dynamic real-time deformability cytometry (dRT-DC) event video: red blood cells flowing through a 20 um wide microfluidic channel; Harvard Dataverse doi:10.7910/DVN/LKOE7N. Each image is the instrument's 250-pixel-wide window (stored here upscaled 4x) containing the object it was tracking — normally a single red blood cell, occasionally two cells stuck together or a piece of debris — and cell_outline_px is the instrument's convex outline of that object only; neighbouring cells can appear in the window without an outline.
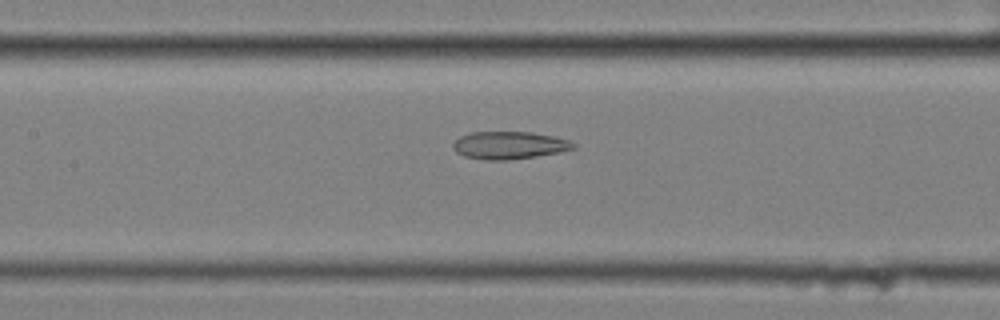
{"species": "common noctule bat (a hibernating species)", "species_latin": "Nyctalus noctula", "temperature_condition": "cold", "stored_images_in_passage": 58, "camera_frame_rate_fps": 3000, "um_per_image_px": 0.085, "animal": {"sex": "female", "body_mass_g": 25.1}, "frame": {"image": 1, "passage_image": 27, "time_ms": 8.667, "image_size_px": [1000, 320], "cell_outline_px": [[576, 148], [560, 152], [536, 156], [508, 160], [484, 160], [464, 156], [456, 152], [452, 148], [452, 144], [460, 136], [472, 132], [532, 132], [552, 136], [568, 140], [576, 144]], "centroid_in_image_um": [43.27, 12.35], "position_along_channel_um": 164.1, "area_um2": 19.36}}
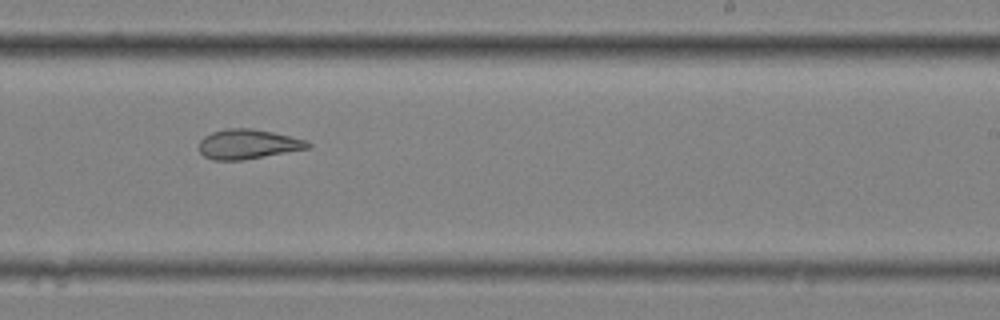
{"frame": {"image": 2, "passage_image": 36, "time_ms": 11.667, "image_size_px": [1000, 320], "cell_outline_px": [[312, 148], [240, 160], [212, 160], [204, 156], [200, 152], [200, 140], [204, 136], [212, 132], [228, 128], [248, 128], [272, 132], [304, 140], [312, 144]], "centroid_in_image_um": [21.06, 12.26], "position_along_channel_um": 267.9, "area_um2": 18.61}}
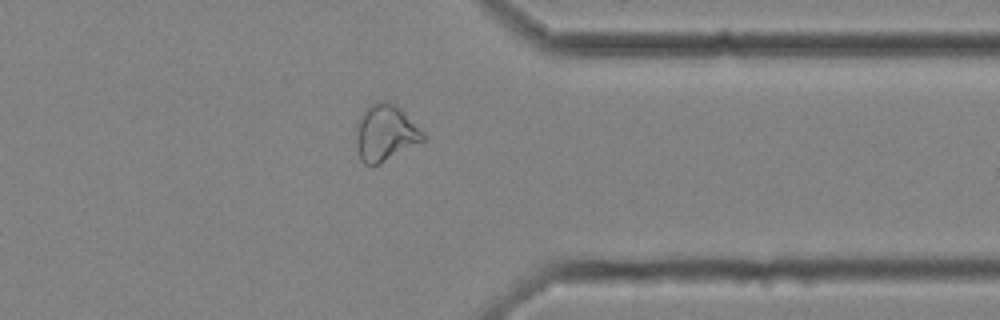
{"frame": {"image": 3, "passage_image": 46, "time_ms": 15.0, "image_size_px": [1000, 320], "cell_outline_px": [[428, 136], [424, 140], [380, 164], [372, 168], [364, 164], [360, 160], [356, 144], [356, 120], [364, 108], [372, 104], [384, 100], [388, 100], [396, 104]], "centroid_in_image_um": [32.73, 11.3], "position_along_channel_um": 378.7, "area_um2": 22.48}, "authors_computed_cell_mechanics": {"area_um2": 24.2182, "velocity_mm_per_s": 3.466, "shape_relaxation_time_tau1_ms": null, "shape_relaxation_time_tau2_ms": 4.069, "deformation_change_tau1": null, "deformation_change_tau2": 0.1293}}